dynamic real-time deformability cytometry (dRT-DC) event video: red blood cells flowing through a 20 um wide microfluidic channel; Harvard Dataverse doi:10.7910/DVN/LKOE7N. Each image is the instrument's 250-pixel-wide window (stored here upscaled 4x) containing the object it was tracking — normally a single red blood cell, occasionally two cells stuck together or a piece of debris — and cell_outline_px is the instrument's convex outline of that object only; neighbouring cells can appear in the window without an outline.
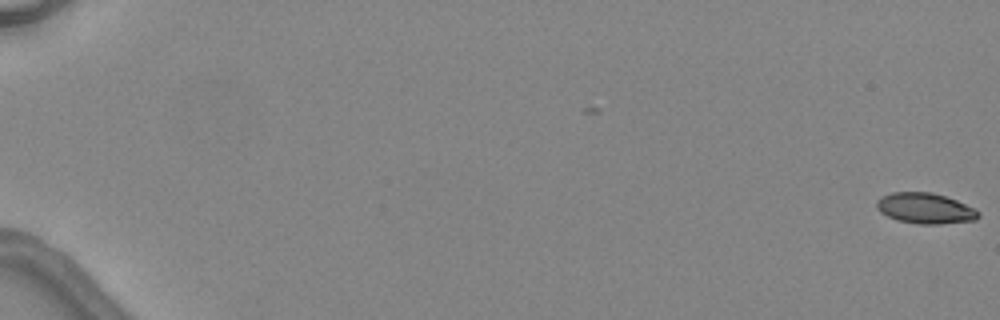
{"species": "common noctule bat (a hibernating species)", "species_latin": "Nyctalus noctula", "temperature_condition": "warm", "stored_images_in_passage": 6, "camera_frame_rate_fps": 3000, "um_per_image_px": 0.085, "animal": {"sex": "female", "body_mass_g": 24.6, "forearm_length_mm": 56.2}, "frame": {"image": 1, "passage_image": 1, "time_ms": 0.0, "image_size_px": [1000, 320], "cell_outline_px": [[980, 216], [976, 220], [940, 224], [920, 224], [896, 220], [880, 212], [876, 208], [876, 200], [880, 196], [892, 192], [932, 192], [956, 200], [976, 208], [980, 212]], "centroid_in_image_um": [78.64, 17.7], "position_along_channel_um": 6.4, "area_um2": 18.38}}
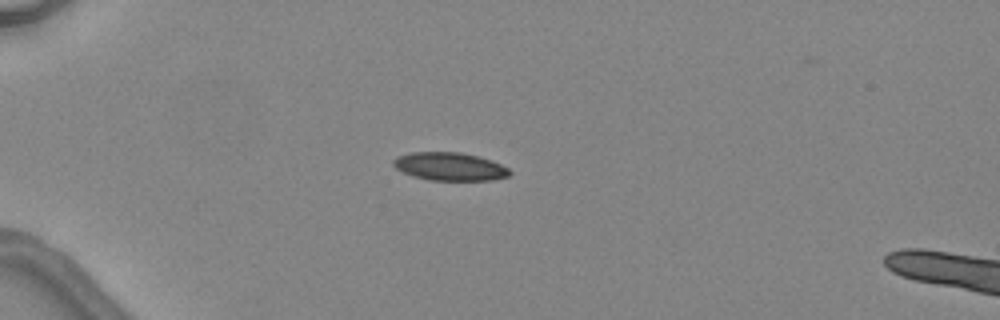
{"frame": {"image": 2, "passage_image": 5, "time_ms": 5.0, "image_size_px": [1000, 320], "cell_outline_px": [[512, 172], [508, 176], [492, 180], [428, 180], [412, 176], [396, 168], [392, 164], [392, 160], [396, 156], [408, 152], [460, 152], [492, 160], [508, 168]], "centroid_in_image_um": [38.19, 14.15], "position_along_channel_um": 46.8, "area_um2": 19.13}}